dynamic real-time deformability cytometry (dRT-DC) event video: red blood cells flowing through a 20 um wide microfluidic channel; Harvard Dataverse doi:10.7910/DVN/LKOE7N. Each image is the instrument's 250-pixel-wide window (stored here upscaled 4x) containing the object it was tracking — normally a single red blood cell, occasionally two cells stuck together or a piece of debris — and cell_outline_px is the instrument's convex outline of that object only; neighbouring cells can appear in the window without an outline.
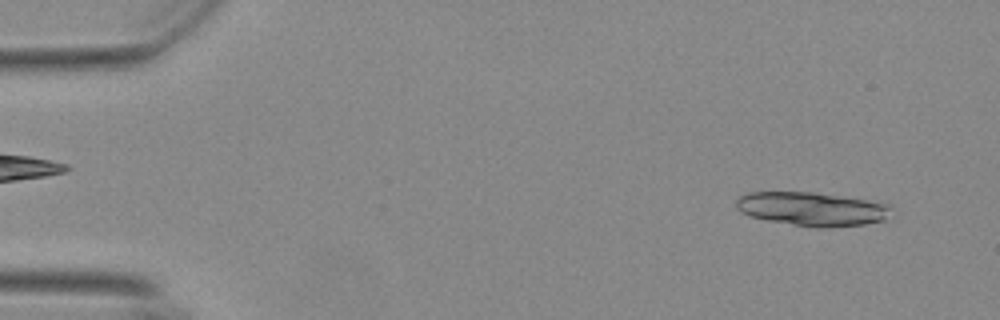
{"species": "Egyptian fruit bat (a non-hibernating species)", "species_latin": "Rousettus aegyptiacus", "temperature_condition": "warm", "stored_images_in_passage": 25, "segment_of_instrument_passage": [1, 2], "camera_frame_rate_fps": 3000, "um_per_image_px": 0.085, "animal": {"sex": "female"}, "frame": {"image": 1, "passage_image": 3, "time_ms": 0.667, "image_size_px": [1000, 320], "cell_outline_px": [[892, 208], [884, 220], [864, 224], [828, 228], [816, 228], [768, 220], [748, 216], [740, 212], [736, 208], [736, 200], [740, 196], [748, 192], [816, 192], [892, 204]], "centroid_in_image_um": [69.01, 17.76], "position_along_channel_um": 16.0, "area_um2": 30.63}}